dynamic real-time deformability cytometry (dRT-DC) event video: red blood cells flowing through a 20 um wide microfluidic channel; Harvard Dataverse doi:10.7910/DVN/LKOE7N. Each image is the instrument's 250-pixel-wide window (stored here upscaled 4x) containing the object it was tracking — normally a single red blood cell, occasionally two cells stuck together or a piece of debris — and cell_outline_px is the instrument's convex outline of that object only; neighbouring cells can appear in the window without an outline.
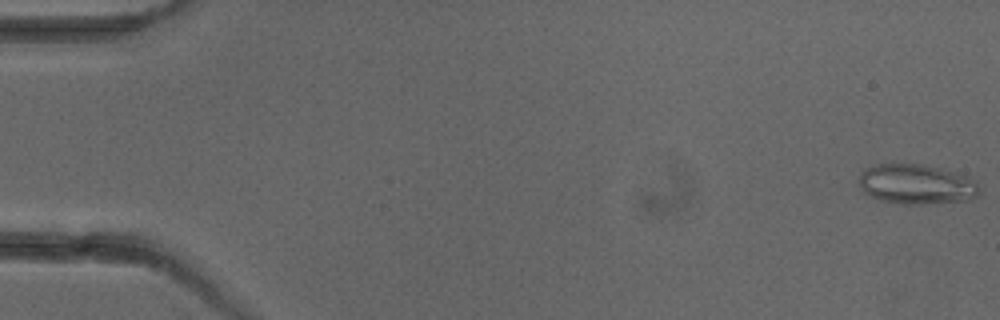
{"species": "common noctule bat (a hibernating species)", "species_latin": "Nyctalus noctula", "temperature_condition": "cold", "stored_images_in_passage": 8, "camera_frame_rate_fps": 3000, "um_per_image_px": 0.085, "animal": {"sex": "female"}, "frame": {"image": 1, "passage_image": 1, "time_ms": 0.0, "image_size_px": [1000, 320], "cell_outline_px": [[980, 196], [968, 200], [920, 204], [904, 204], [884, 200], [872, 196], [864, 192], [856, 180], [860, 172], [864, 168], [876, 164], [892, 160], [920, 164], [940, 168], [968, 176], [976, 180], [980, 188]], "centroid_in_image_um": [77.87, 15.61], "position_along_channel_um": 7.1, "area_um2": 28.84}}
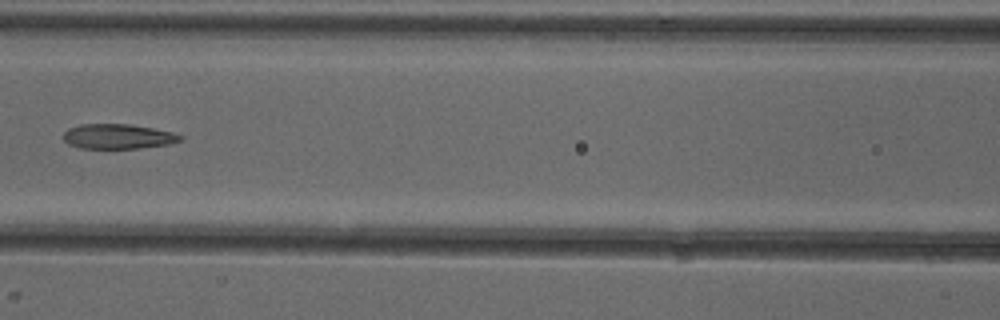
{"frame": {"image": 2, "passage_image": 7, "time_ms": 7.667, "image_size_px": [1000, 320], "cell_outline_px": [[184, 140], [168, 144], [140, 148], [80, 148], [68, 144], [64, 140], [64, 132], [68, 128], [80, 124], [132, 124], [172, 132], [184, 136]], "centroid_in_image_um": [10.04, 11.59], "position_along_channel_um": 156.6, "area_um2": 16.99}}
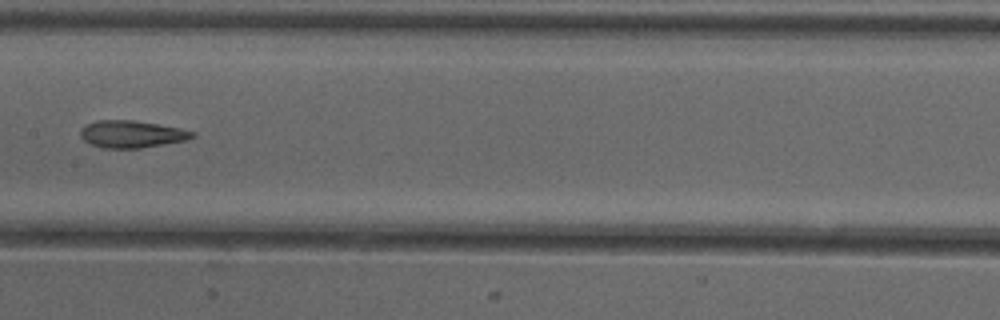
{"frame": {"image": 3, "passage_image": 8, "time_ms": 8.667, "image_size_px": [1000, 320], "cell_outline_px": [[196, 136], [188, 140], [140, 148], [104, 148], [92, 144], [84, 140], [80, 136], [80, 128], [96, 120], [132, 120], [160, 124], [180, 128], [196, 132]], "centroid_in_image_um": [11.23, 11.39], "position_along_channel_um": 196.2, "area_um2": 17.8}}